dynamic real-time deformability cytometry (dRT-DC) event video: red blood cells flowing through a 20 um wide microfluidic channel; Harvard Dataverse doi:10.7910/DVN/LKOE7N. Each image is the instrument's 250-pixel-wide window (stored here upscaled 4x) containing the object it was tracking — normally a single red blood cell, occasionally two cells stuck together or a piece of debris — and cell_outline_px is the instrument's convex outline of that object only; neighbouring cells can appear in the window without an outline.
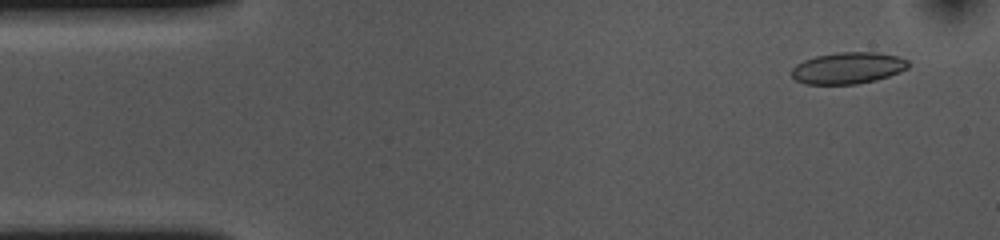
{"species": "common noctule bat (a hibernating species)", "species_latin": "Nyctalus noctula", "temperature_condition": "cold", "stored_images_in_passage": 52, "camera_frame_rate_fps": 3000, "um_per_image_px": 0.085, "animal": {"sex": "female", "body_mass_g": 10.0, "forearm_length_mm": 53.1}, "frame": {"image": 1, "passage_image": 2, "time_ms": 0.333, "image_size_px": [1000, 240], "cell_outline_px": [[908, 68], [900, 72], [876, 80], [856, 84], [804, 84], [796, 80], [792, 76], [792, 68], [796, 64], [804, 60], [816, 56], [836, 52], [876, 52], [896, 56], [908, 60]], "centroid_in_image_um": [72.06, 5.78], "position_along_channel_um": 12.9, "area_um2": 21.44}}
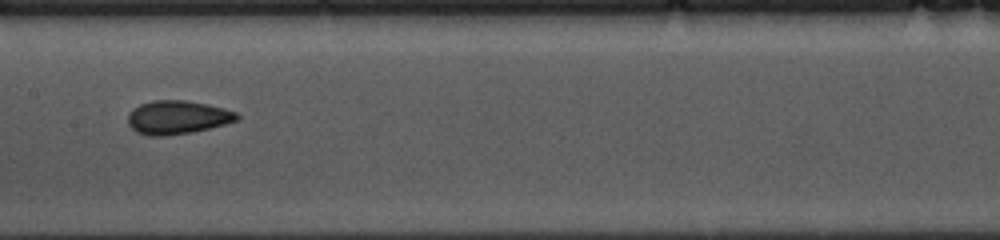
{"frame": {"image": 2, "passage_image": 24, "time_ms": 7.667, "image_size_px": [1000, 240], "cell_outline_px": [[240, 120], [192, 132], [168, 136], [148, 136], [136, 132], [128, 124], [128, 116], [132, 108], [140, 104], [152, 100], [184, 100], [208, 104], [224, 108], [236, 112], [240, 116]], "centroid_in_image_um": [15.07, 9.97], "position_along_channel_um": 192.3, "area_um2": 21.5}}
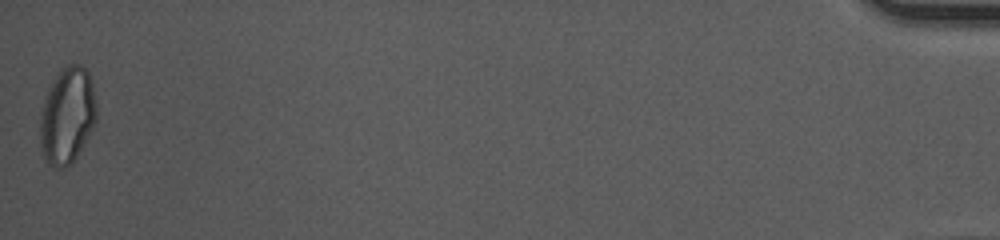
{"frame": {"image": 3, "passage_image": 52, "time_ms": 17.0, "image_size_px": [1000, 240], "cell_outline_px": [[96, 120], [84, 144], [72, 164], [64, 168], [56, 168], [48, 164], [44, 156], [40, 144], [40, 120], [44, 100], [48, 88], [56, 76], [68, 64], [80, 64], [88, 72], [92, 84], [96, 104]], "centroid_in_image_um": [5.71, 9.86], "position_along_channel_um": 429.5, "area_um2": 31.5}, "authors_computed_cell_mechanics": {"area_um2": 21.2704, "velocity_mm_per_s": 3.6397, "shape_relaxation_time_tau1_ms": 7.9647, "shape_relaxation_time_tau2_ms": 2.0326, "deformation_change_tau1": 0.1536, "deformation_change_tau2": 0.0839}}